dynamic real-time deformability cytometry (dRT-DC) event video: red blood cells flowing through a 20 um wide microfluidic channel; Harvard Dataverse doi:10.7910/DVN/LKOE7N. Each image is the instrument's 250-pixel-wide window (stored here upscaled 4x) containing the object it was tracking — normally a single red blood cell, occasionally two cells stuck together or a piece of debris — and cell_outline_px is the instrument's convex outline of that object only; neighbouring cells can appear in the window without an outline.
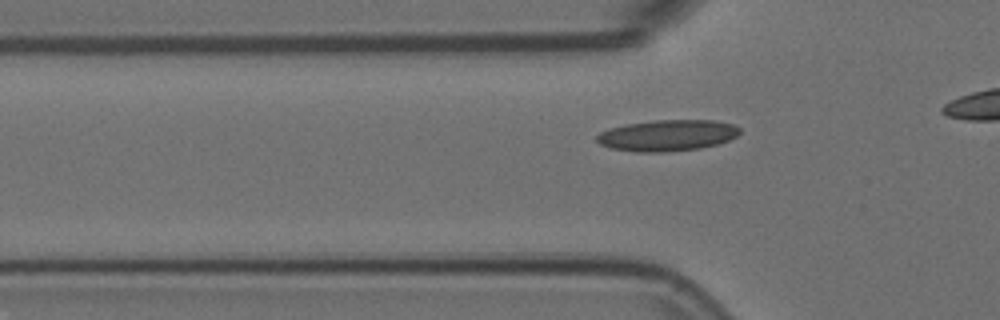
{"species": "Egyptian fruit bat (a non-hibernating species)", "species_latin": "Rousettus aegyptiacus", "temperature_condition": "room temperature", "stored_images_in_passage": 4, "segment_of_instrument_passage": [2, 2], "camera_frame_rate_fps": 3000, "um_per_image_px": 0.085, "animal": {"sex": "female"}, "frame": {"image": 1, "passage_image": 4, "time_ms": 1.0, "image_size_px": [1000, 320], "cell_outline_px": [[740, 132], [736, 136], [728, 140], [716, 144], [700, 148], [664, 152], [636, 152], [612, 148], [600, 144], [596, 140], [596, 136], [600, 132], [608, 128], [624, 124], [656, 120], [716, 120], [732, 124], [740, 128]], "centroid_in_image_um": [56.7, 11.5], "position_along_channel_um": 69.1, "area_um2": 26.01}}